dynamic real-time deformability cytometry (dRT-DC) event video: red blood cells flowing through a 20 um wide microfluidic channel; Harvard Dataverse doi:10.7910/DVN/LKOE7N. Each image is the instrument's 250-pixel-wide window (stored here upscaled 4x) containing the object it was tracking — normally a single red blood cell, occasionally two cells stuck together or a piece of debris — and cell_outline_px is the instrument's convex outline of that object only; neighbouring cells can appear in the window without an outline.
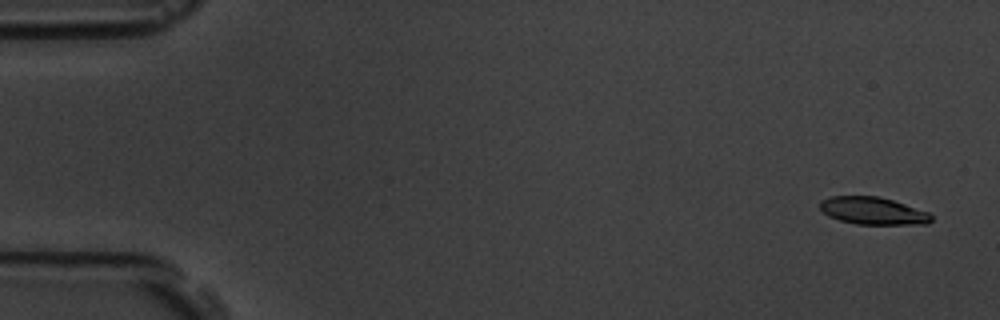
{"species": "common noctule bat (a hibernating species)", "species_latin": "Nyctalus noctula", "temperature_condition": "room temperature", "stored_images_in_passage": 57, "camera_frame_rate_fps": 3000, "um_per_image_px": 0.085, "animal": {"sex": "male", "body_mass_g": 19.5, "forearm_length_mm": 54.6}, "frame": {"image": 1, "passage_image": 3, "time_ms": 0.667, "image_size_px": [1000, 320], "cell_outline_px": [[932, 220], [928, 224], [856, 224], [840, 220], [828, 216], [820, 208], [820, 200], [832, 196], [880, 196], [928, 212], [932, 216]], "centroid_in_image_um": [74.19, 17.92], "position_along_channel_um": 10.8, "area_um2": 17.69}}
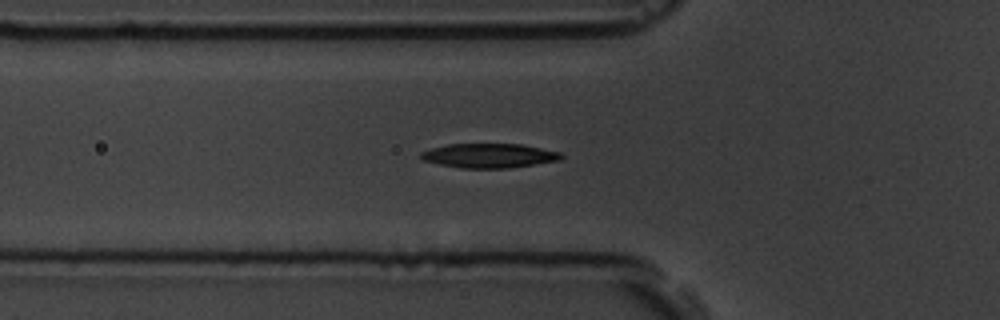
{"frame": {"image": 2, "passage_image": 20, "time_ms": 6.333, "image_size_px": [1000, 320], "cell_outline_px": [[564, 156], [560, 160], [508, 168], [460, 168], [420, 160], [420, 152], [432, 148], [448, 144], [520, 144], [560, 152]], "centroid_in_image_um": [41.54, 13.23], "position_along_channel_um": 84.3, "area_um2": 19.83}}
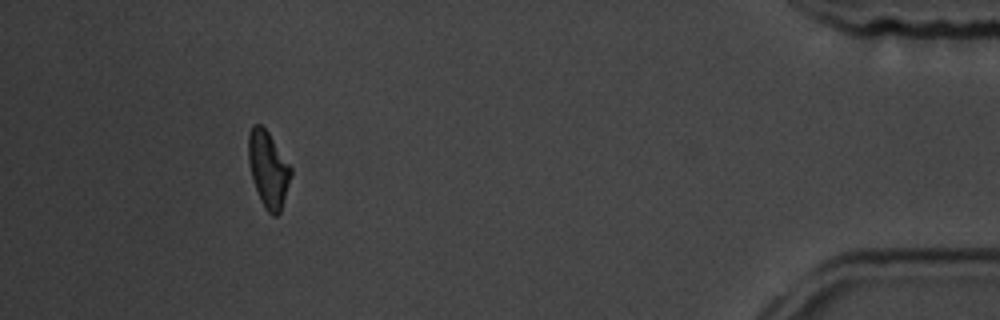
{"frame": {"image": 3, "passage_image": 52, "time_ms": 17.0, "image_size_px": [1000, 320], "cell_outline_px": [[292, 172], [280, 212], [276, 216], [272, 216], [264, 208], [260, 200], [252, 176], [248, 160], [248, 132], [252, 124], [260, 124], [268, 132], [292, 168]], "centroid_in_image_um": [22.78, 14.37], "position_along_channel_um": 412.4, "area_um2": 18.67}, "authors_computed_cell_mechanics": {"area_um2": 19.4208, "velocity_mm_per_s": 3.6566, "shape_relaxation_time_tau1_ms": 3.6368, "shape_relaxation_time_tau2_ms": null, "deformation_change_tau1": 0.139, "deformation_change_tau2": null}}